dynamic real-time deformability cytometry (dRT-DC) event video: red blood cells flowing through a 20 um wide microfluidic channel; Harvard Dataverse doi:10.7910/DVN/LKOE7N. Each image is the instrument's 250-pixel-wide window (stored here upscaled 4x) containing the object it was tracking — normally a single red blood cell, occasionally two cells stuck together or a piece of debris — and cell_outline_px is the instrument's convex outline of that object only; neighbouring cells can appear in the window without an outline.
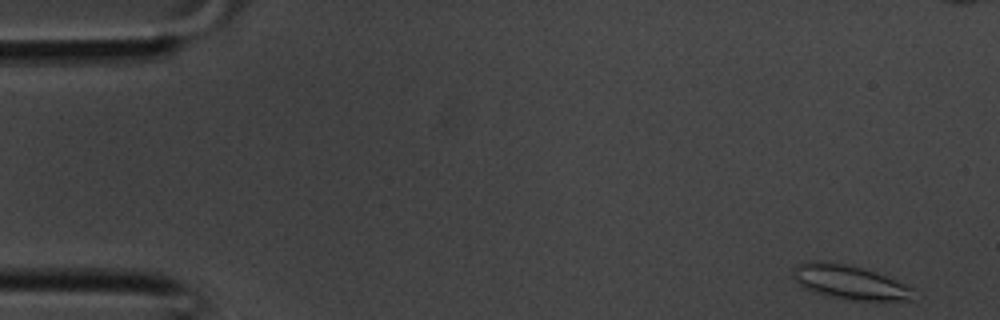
{"species": "common noctule bat (a hibernating species)", "species_latin": "Nyctalus noctula", "temperature_condition": "room temperature", "stored_images_in_passage": 36, "camera_frame_rate_fps": 3000, "um_per_image_px": 0.085, "animal": {"sex": "male", "body_mass_g": 20.1, "forearm_length_mm": 53.5}, "frame": {"image": 1, "passage_image": 1, "time_ms": 0.0, "image_size_px": [1000, 320], "cell_outline_px": [[916, 300], [852, 300], [832, 296], [816, 292], [804, 288], [792, 280], [792, 268], [796, 264], [816, 260], [820, 260], [844, 264], [860, 268], [908, 284], [912, 288]], "centroid_in_image_um": [72.18, 23.98], "position_along_channel_um": 12.8, "area_um2": 23.81}}
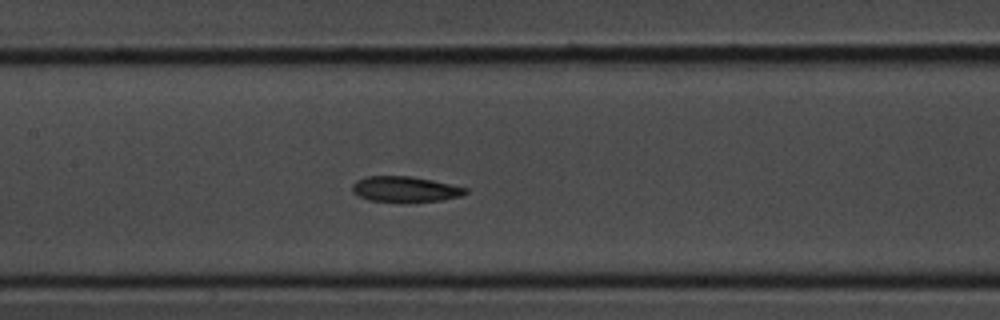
{"frame": {"image": 2, "passage_image": 16, "time_ms": 5.0, "image_size_px": [1000, 320], "cell_outline_px": [[468, 192], [460, 196], [440, 200], [400, 204], [368, 200], [352, 192], [352, 184], [356, 180], [368, 176], [412, 176], [432, 180], [468, 188]], "centroid_in_image_um": [34.41, 16.11], "position_along_channel_um": 173.0, "area_um2": 17.34}}
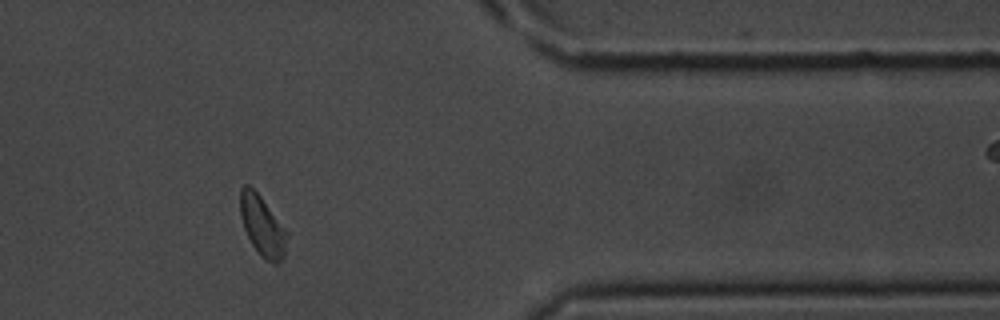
{"frame": {"image": 3, "passage_image": 29, "time_ms": 9.333, "image_size_px": [1000, 320], "cell_outline_px": [[288, 236], [284, 256], [276, 264], [272, 264], [260, 256], [252, 244], [244, 228], [240, 216], [240, 188], [244, 184], [248, 184], [260, 196], [288, 232]], "centroid_in_image_um": [22.3, 19.22], "position_along_channel_um": 389.1, "area_um2": 16.36}}